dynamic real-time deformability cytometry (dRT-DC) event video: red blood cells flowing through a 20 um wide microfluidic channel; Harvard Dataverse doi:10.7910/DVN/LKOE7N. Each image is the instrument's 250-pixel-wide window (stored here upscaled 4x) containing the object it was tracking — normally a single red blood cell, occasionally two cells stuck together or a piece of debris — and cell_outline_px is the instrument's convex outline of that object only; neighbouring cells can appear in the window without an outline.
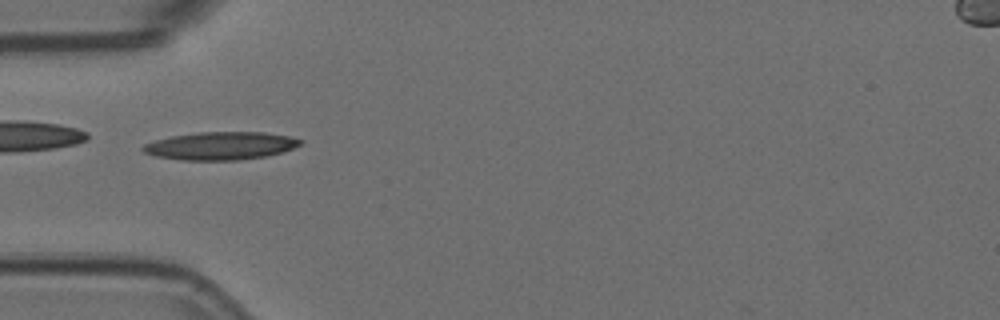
{"species": "Egyptian fruit bat (a non-hibernating species)", "species_latin": "Rousettus aegyptiacus", "temperature_condition": "room temperature", "stored_images_in_passage": 53, "camera_frame_rate_fps": 3000, "um_per_image_px": 0.085, "animal": {"sex": "female"}, "frame": {"image": 1, "passage_image": 16, "time_ms": 5.0, "image_size_px": [1000, 320], "cell_outline_px": [[304, 140], [300, 144], [284, 152], [268, 156], [240, 160], [180, 160], [156, 156], [144, 152], [140, 148], [144, 144], [156, 140], [172, 136], [200, 132], [264, 132], [288, 136]], "centroid_in_image_um": [18.77, 12.4], "position_along_channel_um": 66.2, "area_um2": 25.61}}
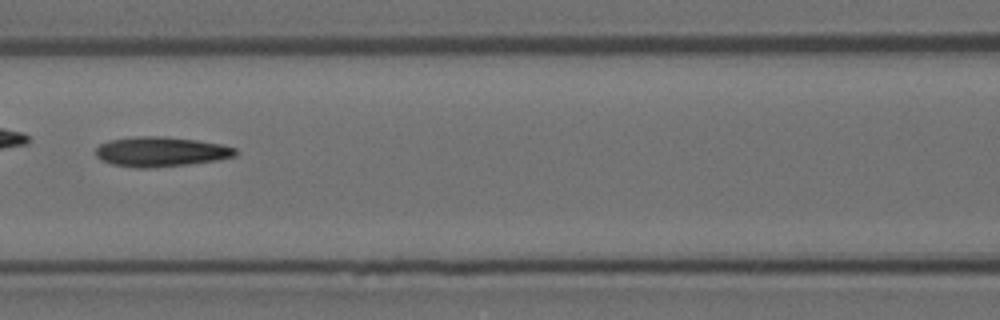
{"frame": {"image": 2, "passage_image": 23, "time_ms": 7.333, "image_size_px": [1000, 320], "cell_outline_px": [[236, 156], [216, 160], [188, 164], [156, 168], [136, 168], [112, 164], [100, 160], [96, 156], [96, 148], [100, 144], [108, 140], [136, 136], [160, 136], [196, 140], [220, 144], [236, 148]], "centroid_in_image_um": [13.63, 12.9], "position_along_channel_um": 153.0, "area_um2": 24.33}, "authors_computed_cell_mechanics": {"area_um2": 23.6402, "velocity_mm_per_s": 3.6796, "shape_relaxation_time_tau1_ms": null, "shape_relaxation_time_tau2_ms": 8.0003, "deformation_change_tau1": null, "deformation_change_tau2": 0.1939}}